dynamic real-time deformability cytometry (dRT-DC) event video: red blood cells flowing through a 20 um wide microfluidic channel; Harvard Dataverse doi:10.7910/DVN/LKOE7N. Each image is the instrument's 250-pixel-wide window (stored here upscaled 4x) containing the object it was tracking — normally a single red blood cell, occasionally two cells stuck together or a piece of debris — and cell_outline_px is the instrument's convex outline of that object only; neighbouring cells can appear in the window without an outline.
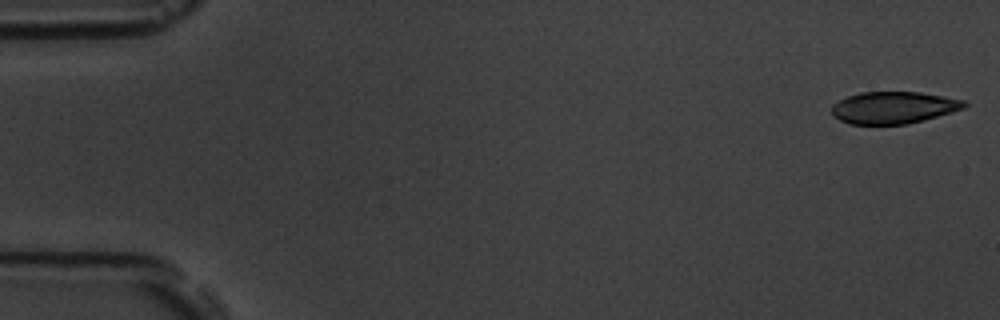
{"species": "common noctule bat (a hibernating species)", "species_latin": "Nyctalus noctula", "temperature_condition": "room temperature", "stored_images_in_passage": 53, "camera_frame_rate_fps": 3000, "um_per_image_px": 0.085, "animal": {"sex": "male", "body_mass_g": 19.5, "forearm_length_mm": 54.6}, "frame": {"image": 1, "passage_image": 1, "time_ms": 0.0, "image_size_px": [1000, 320], "cell_outline_px": [[968, 104], [964, 108], [924, 120], [908, 124], [848, 124], [840, 120], [832, 112], [832, 104], [848, 96], [860, 92], [920, 92], [964, 100]], "centroid_in_image_um": [75.95, 9.14], "position_along_channel_um": 9.0, "area_um2": 24.57}}
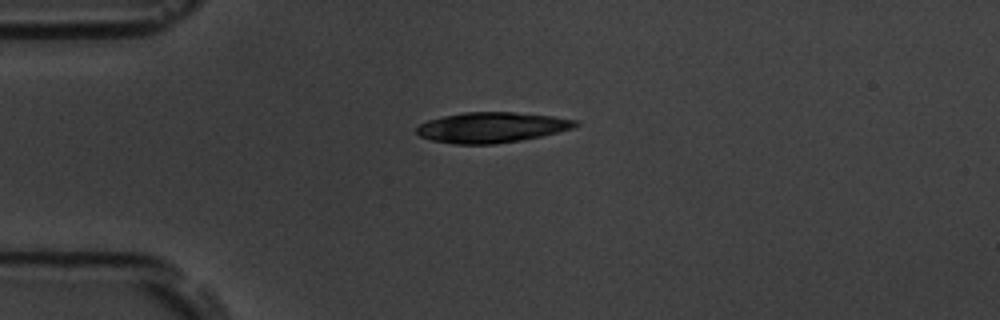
{"frame": {"image": 2, "passage_image": 13, "time_ms": 4.0, "image_size_px": [1000, 320], "cell_outline_px": [[580, 124], [572, 128], [540, 136], [520, 140], [496, 144], [452, 144], [432, 140], [420, 136], [416, 132], [416, 128], [420, 124], [428, 120], [444, 116], [464, 112], [512, 112], [552, 116], [580, 120]], "centroid_in_image_um": [41.79, 10.83], "position_along_channel_um": 43.2, "area_um2": 28.03}}